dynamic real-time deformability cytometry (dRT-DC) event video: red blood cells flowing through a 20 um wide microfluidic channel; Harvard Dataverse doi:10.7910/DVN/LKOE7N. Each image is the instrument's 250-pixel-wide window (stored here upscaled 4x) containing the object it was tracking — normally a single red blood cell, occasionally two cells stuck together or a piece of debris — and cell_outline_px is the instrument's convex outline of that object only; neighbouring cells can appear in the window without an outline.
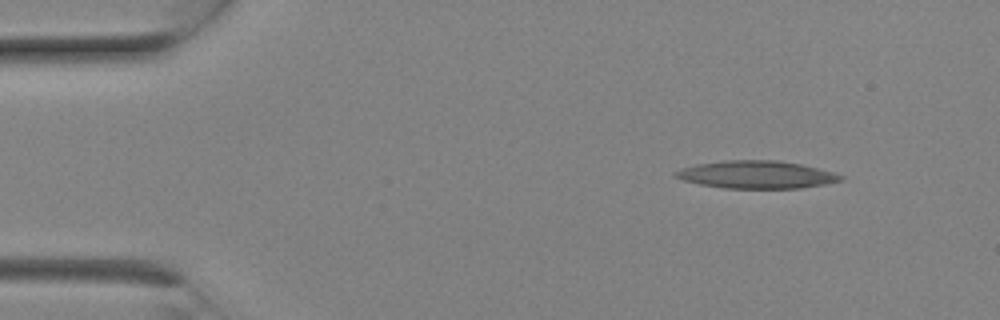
{"species": "Egyptian fruit bat (a non-hibernating species)", "species_latin": "Rousettus aegyptiacus", "temperature_condition": "room temperature", "stored_images_in_passage": 6, "camera_frame_rate_fps": 3000, "um_per_image_px": 0.085, "animal": {"sex": "female"}, "frame": {"image": 1, "passage_image": 1, "time_ms": 0.0, "image_size_px": [1000, 320], "cell_outline_px": [[844, 180], [824, 184], [800, 188], [724, 188], [700, 184], [684, 180], [672, 176], [672, 172], [680, 168], [696, 164], [724, 160], [776, 160], [800, 164], [832, 172], [844, 176]], "centroid_in_image_um": [64.25, 14.84], "position_along_channel_um": 20.8, "area_um2": 26.59}}
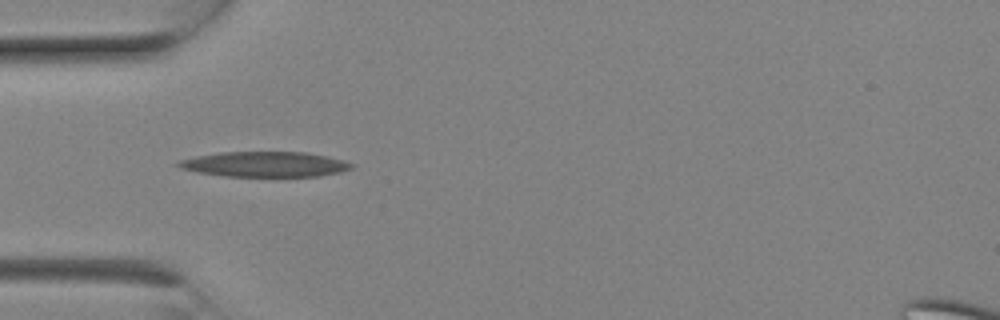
{"frame": {"image": 2, "passage_image": 5, "time_ms": 1.333, "image_size_px": [1000, 320], "cell_outline_px": [[356, 164], [352, 168], [340, 172], [320, 176], [224, 176], [200, 172], [180, 168], [176, 164], [180, 160], [196, 156], [220, 152], [308, 152], [344, 160]], "centroid_in_image_um": [22.56, 13.95], "position_along_channel_um": 62.4, "area_um2": 25.37}}